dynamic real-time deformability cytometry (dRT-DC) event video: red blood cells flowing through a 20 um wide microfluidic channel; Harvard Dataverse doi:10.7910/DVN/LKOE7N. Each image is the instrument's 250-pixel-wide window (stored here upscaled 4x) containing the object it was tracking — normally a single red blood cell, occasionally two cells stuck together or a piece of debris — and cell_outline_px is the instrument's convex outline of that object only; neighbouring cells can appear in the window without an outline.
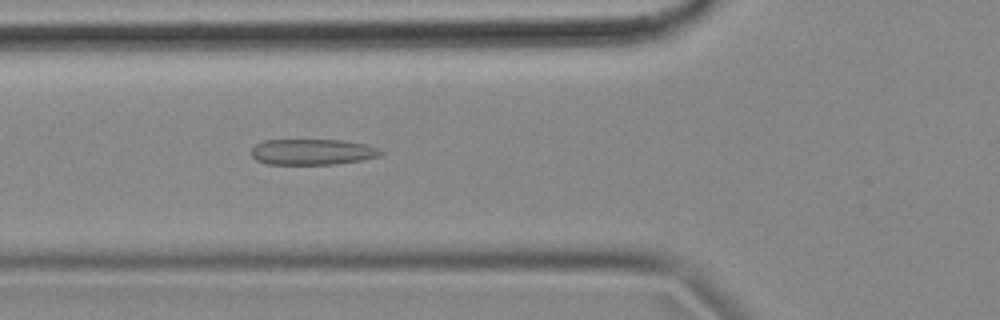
{"species": "common noctule bat (a hibernating species)", "species_latin": "Nyctalus noctula", "temperature_condition": "cold", "stored_images_in_passage": 52, "camera_frame_rate_fps": 3000, "um_per_image_px": 0.085, "animal": {"sex": "female", "body_mass_g": 18.4}, "frame": {"image": 1, "passage_image": 16, "time_ms": 5.0, "image_size_px": [1000, 320], "cell_outline_px": [[384, 152], [380, 156], [360, 160], [336, 164], [268, 164], [256, 160], [252, 156], [252, 148], [256, 144], [264, 140], [344, 140], [368, 144]], "centroid_in_image_um": [26.56, 12.91], "position_along_channel_um": 99.2, "area_um2": 19.48}}
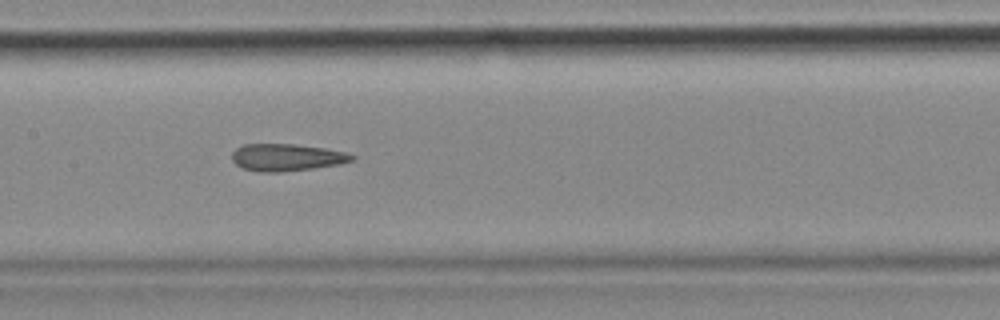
{"frame": {"image": 2, "passage_image": 23, "time_ms": 7.333, "image_size_px": [1000, 320], "cell_outline_px": [[356, 156], [352, 160], [340, 164], [312, 168], [276, 172], [260, 172], [244, 168], [236, 164], [232, 160], [232, 152], [236, 148], [244, 144], [296, 144], [324, 148], [344, 152]], "centroid_in_image_um": [24.34, 13.37], "position_along_channel_um": 183.1, "area_um2": 18.79}}
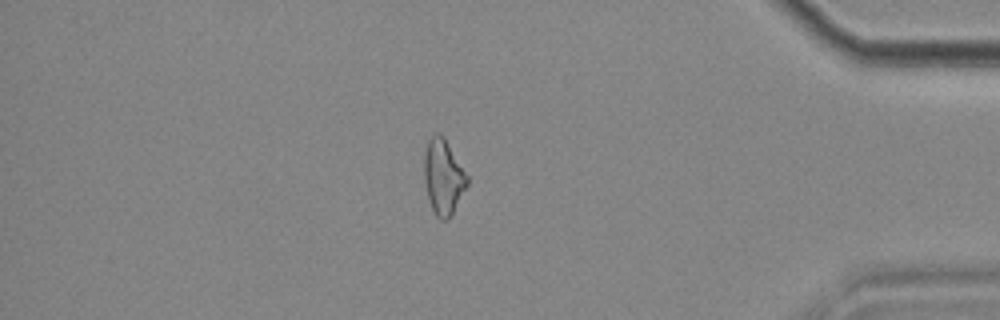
{"frame": {"image": 3, "passage_image": 44, "time_ms": 14.333, "image_size_px": [1000, 320], "cell_outline_px": [[468, 184], [448, 220], [440, 220], [436, 216], [432, 208], [428, 196], [424, 180], [424, 152], [428, 140], [436, 132], [440, 132], [444, 136], [468, 176]], "centroid_in_image_um": [37.67, 15.0], "position_along_channel_um": 397.5, "area_um2": 18.79}, "authors_computed_cell_mechanics": {"area_um2": 19.363, "velocity_mm_per_s": 3.5817, "shape_relaxation_time_tau1_ms": null, "shape_relaxation_time_tau2_ms": 2.9028, "deformation_change_tau1": null, "deformation_change_tau2": 0.1224}}